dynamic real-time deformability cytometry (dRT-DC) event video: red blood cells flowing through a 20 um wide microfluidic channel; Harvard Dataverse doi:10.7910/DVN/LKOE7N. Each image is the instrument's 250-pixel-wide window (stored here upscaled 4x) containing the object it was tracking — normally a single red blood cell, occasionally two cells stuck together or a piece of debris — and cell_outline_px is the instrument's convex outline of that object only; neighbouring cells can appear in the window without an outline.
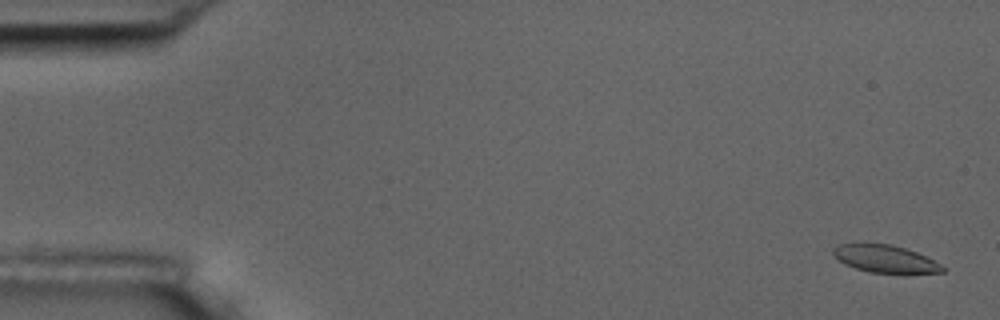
{"species": "common noctule bat (a hibernating species)", "species_latin": "Nyctalus noctula", "temperature_condition": "room temperature", "stored_images_in_passage": 5, "camera_frame_rate_fps": 3000, "um_per_image_px": 0.085, "animal": {"sex": "male", "body_mass_g": 17.5, "forearm_length_mm": 52.3}, "frame": {"image": 1, "passage_image": 1, "time_ms": 0.0, "image_size_px": [1000, 320], "cell_outline_px": [[948, 268], [944, 272], [868, 272], [844, 264], [832, 252], [832, 248], [836, 244], [892, 244], [916, 252]], "centroid_in_image_um": [75.22, 21.99], "position_along_channel_um": 9.8, "area_um2": 17.05}}
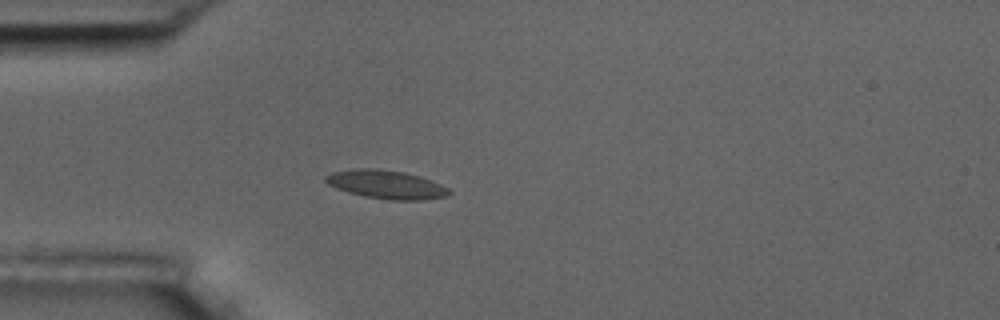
{"frame": {"image": 2, "passage_image": 5, "time_ms": 4.667, "image_size_px": [1000, 320], "cell_outline_px": [[452, 192], [448, 196], [424, 200], [392, 200], [364, 196], [348, 192], [336, 188], [328, 184], [324, 180], [324, 176], [332, 172], [356, 168], [372, 168], [404, 172], [420, 176], [432, 180], [448, 188]], "centroid_in_image_um": [32.84, 15.68], "position_along_channel_um": 52.2, "area_um2": 20.58}}